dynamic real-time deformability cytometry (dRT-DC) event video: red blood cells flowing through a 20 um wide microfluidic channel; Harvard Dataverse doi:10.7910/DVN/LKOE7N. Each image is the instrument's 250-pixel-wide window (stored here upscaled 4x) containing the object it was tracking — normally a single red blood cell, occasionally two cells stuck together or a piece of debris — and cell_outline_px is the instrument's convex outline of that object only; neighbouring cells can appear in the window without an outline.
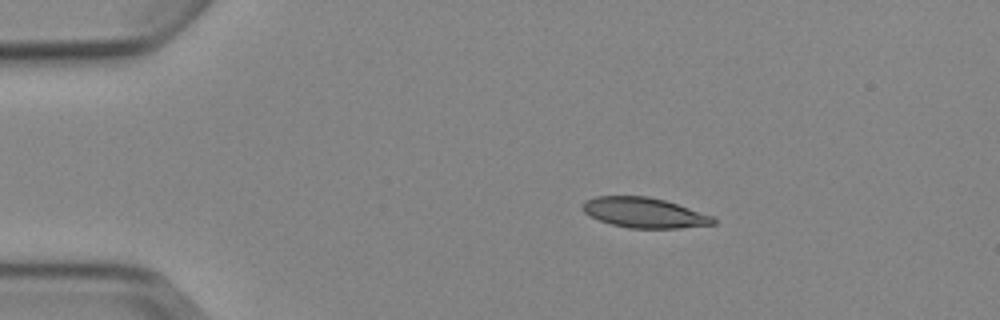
{"species": "Egyptian fruit bat (a non-hibernating species)", "species_latin": "Rousettus aegyptiacus", "temperature_condition": "cold", "stored_images_in_passage": 5, "camera_frame_rate_fps": 3000, "um_per_image_px": 0.085, "animal": {"sex": "female"}, "frame": {"image": 1, "passage_image": 2, "time_ms": 2.0, "image_size_px": [1000, 320], "cell_outline_px": [[716, 224], [680, 228], [628, 228], [612, 224], [600, 220], [584, 212], [580, 208], [580, 204], [584, 200], [596, 196], [648, 196], [664, 200], [712, 216], [716, 220]], "centroid_in_image_um": [54.72, 18.07], "position_along_channel_um": 30.3, "area_um2": 22.89}}
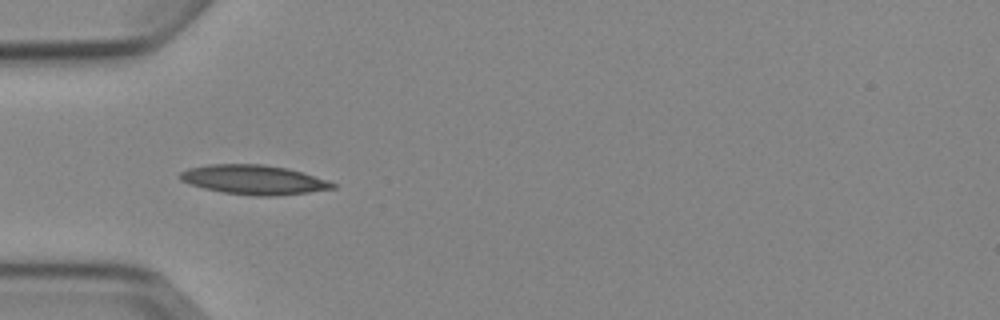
{"frame": {"image": 2, "passage_image": 4, "time_ms": 4.333, "image_size_px": [1000, 320], "cell_outline_px": [[336, 188], [308, 192], [276, 196], [256, 196], [224, 192], [204, 188], [180, 180], [180, 172], [188, 168], [208, 164], [264, 164], [288, 168], [336, 184]], "centroid_in_image_um": [21.54, 15.27], "position_along_channel_um": 63.5, "area_um2": 25.84}}
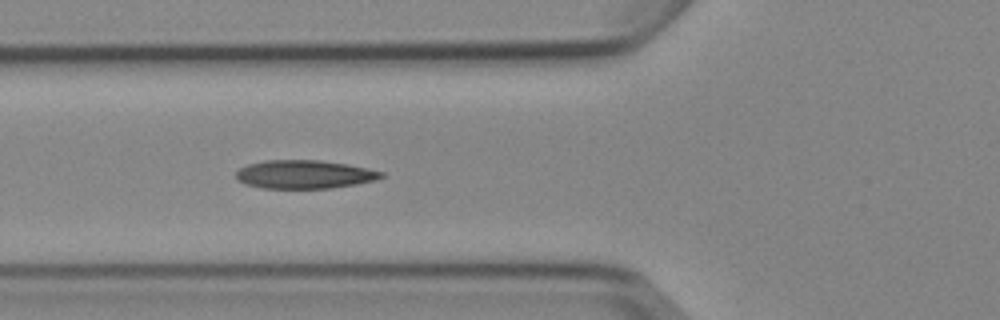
{"frame": {"image": 3, "passage_image": 5, "time_ms": 5.333, "image_size_px": [1000, 320], "cell_outline_px": [[384, 176], [376, 180], [356, 184], [332, 188], [264, 188], [244, 184], [236, 180], [236, 172], [240, 168], [248, 164], [264, 160], [320, 160], [348, 164], [368, 168], [384, 172]], "centroid_in_image_um": [25.87, 14.82], "position_along_channel_um": 99.9, "area_um2": 24.22}}